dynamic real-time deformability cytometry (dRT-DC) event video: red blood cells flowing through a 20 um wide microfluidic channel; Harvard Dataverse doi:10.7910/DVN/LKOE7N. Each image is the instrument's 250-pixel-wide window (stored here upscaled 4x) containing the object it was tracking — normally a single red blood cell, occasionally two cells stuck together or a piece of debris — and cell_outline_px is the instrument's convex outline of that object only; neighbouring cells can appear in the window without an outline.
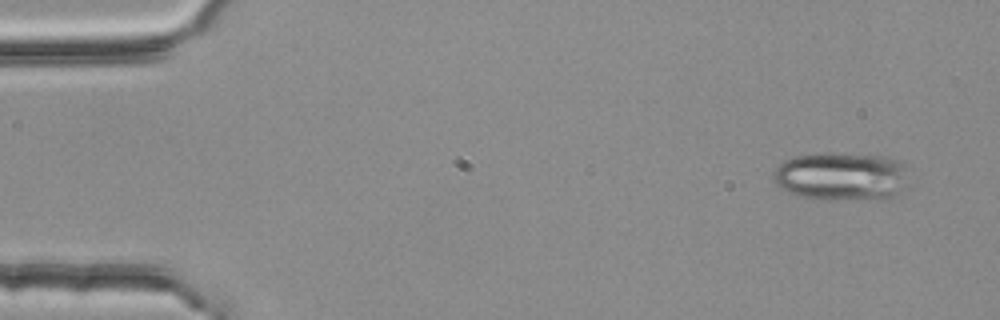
{"species": "common noctule bat (a hibernating species)", "species_latin": "Nyctalus noctula", "temperature_condition": "room temperature", "stored_images_in_passage": 3, "camera_frame_rate_fps": 3000, "um_per_image_px": 0.085, "animal": {"sex": "female", "body_mass_g": 25.1}, "frame": {"image": 1, "passage_image": 1, "time_ms": 0.0, "image_size_px": [1000, 320], "cell_outline_px": [[904, 172], [896, 192], [888, 200], [820, 200], [796, 196], [788, 192], [776, 184], [772, 180], [776, 168], [784, 160], [792, 156], [820, 152], [828, 152], [884, 156], [896, 160], [904, 168]], "centroid_in_image_um": [71.37, 15.0], "position_along_channel_um": 13.6, "area_um2": 38.15}}